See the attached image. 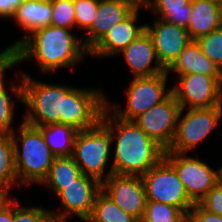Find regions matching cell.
Segmentation results:
<instances>
[{"instance_id":"26","label":"cell","mask_w":222,"mask_h":222,"mask_svg":"<svg viewBox=\"0 0 222 222\" xmlns=\"http://www.w3.org/2000/svg\"><path fill=\"white\" fill-rule=\"evenodd\" d=\"M17 184L12 135H0V187L9 191Z\"/></svg>"},{"instance_id":"4","label":"cell","mask_w":222,"mask_h":222,"mask_svg":"<svg viewBox=\"0 0 222 222\" xmlns=\"http://www.w3.org/2000/svg\"><path fill=\"white\" fill-rule=\"evenodd\" d=\"M19 126V139L15 131L11 134L18 185L32 182L41 184L47 176L55 156L47 146L38 127L24 121ZM19 144H21V149Z\"/></svg>"},{"instance_id":"27","label":"cell","mask_w":222,"mask_h":222,"mask_svg":"<svg viewBox=\"0 0 222 222\" xmlns=\"http://www.w3.org/2000/svg\"><path fill=\"white\" fill-rule=\"evenodd\" d=\"M187 216L173 205L147 201L142 222H183Z\"/></svg>"},{"instance_id":"21","label":"cell","mask_w":222,"mask_h":222,"mask_svg":"<svg viewBox=\"0 0 222 222\" xmlns=\"http://www.w3.org/2000/svg\"><path fill=\"white\" fill-rule=\"evenodd\" d=\"M191 16L187 26L192 41L221 27L219 3L212 0H191Z\"/></svg>"},{"instance_id":"17","label":"cell","mask_w":222,"mask_h":222,"mask_svg":"<svg viewBox=\"0 0 222 222\" xmlns=\"http://www.w3.org/2000/svg\"><path fill=\"white\" fill-rule=\"evenodd\" d=\"M138 6L126 19L110 29L105 36L89 51L91 56H111L121 52L144 30L145 25L136 26Z\"/></svg>"},{"instance_id":"16","label":"cell","mask_w":222,"mask_h":222,"mask_svg":"<svg viewBox=\"0 0 222 222\" xmlns=\"http://www.w3.org/2000/svg\"><path fill=\"white\" fill-rule=\"evenodd\" d=\"M137 7L133 0H100L96 16L87 29L89 34L84 41L86 48L90 51L110 29L126 19Z\"/></svg>"},{"instance_id":"25","label":"cell","mask_w":222,"mask_h":222,"mask_svg":"<svg viewBox=\"0 0 222 222\" xmlns=\"http://www.w3.org/2000/svg\"><path fill=\"white\" fill-rule=\"evenodd\" d=\"M120 209L102 190L97 194L90 216L84 222H136Z\"/></svg>"},{"instance_id":"14","label":"cell","mask_w":222,"mask_h":222,"mask_svg":"<svg viewBox=\"0 0 222 222\" xmlns=\"http://www.w3.org/2000/svg\"><path fill=\"white\" fill-rule=\"evenodd\" d=\"M101 191V182L96 178L82 174L56 196L61 201L63 211H51L56 222H66L69 214L77 215L85 221L91 214L97 194Z\"/></svg>"},{"instance_id":"12","label":"cell","mask_w":222,"mask_h":222,"mask_svg":"<svg viewBox=\"0 0 222 222\" xmlns=\"http://www.w3.org/2000/svg\"><path fill=\"white\" fill-rule=\"evenodd\" d=\"M107 98L103 91L72 88L66 94L65 125L82 131L94 127L100 120Z\"/></svg>"},{"instance_id":"24","label":"cell","mask_w":222,"mask_h":222,"mask_svg":"<svg viewBox=\"0 0 222 222\" xmlns=\"http://www.w3.org/2000/svg\"><path fill=\"white\" fill-rule=\"evenodd\" d=\"M190 2L191 0H149L144 7L151 8L158 15L156 18L187 28L191 16Z\"/></svg>"},{"instance_id":"33","label":"cell","mask_w":222,"mask_h":222,"mask_svg":"<svg viewBox=\"0 0 222 222\" xmlns=\"http://www.w3.org/2000/svg\"><path fill=\"white\" fill-rule=\"evenodd\" d=\"M199 204L208 212L222 216V182L219 181Z\"/></svg>"},{"instance_id":"6","label":"cell","mask_w":222,"mask_h":222,"mask_svg":"<svg viewBox=\"0 0 222 222\" xmlns=\"http://www.w3.org/2000/svg\"><path fill=\"white\" fill-rule=\"evenodd\" d=\"M141 178L145 186L147 201L173 205L186 216L194 206L177 172L165 159L153 166Z\"/></svg>"},{"instance_id":"7","label":"cell","mask_w":222,"mask_h":222,"mask_svg":"<svg viewBox=\"0 0 222 222\" xmlns=\"http://www.w3.org/2000/svg\"><path fill=\"white\" fill-rule=\"evenodd\" d=\"M179 112L172 144L165 152L187 153L215 129L222 117V105L209 108H191Z\"/></svg>"},{"instance_id":"41","label":"cell","mask_w":222,"mask_h":222,"mask_svg":"<svg viewBox=\"0 0 222 222\" xmlns=\"http://www.w3.org/2000/svg\"><path fill=\"white\" fill-rule=\"evenodd\" d=\"M219 169H220V181L222 182V166H220Z\"/></svg>"},{"instance_id":"37","label":"cell","mask_w":222,"mask_h":222,"mask_svg":"<svg viewBox=\"0 0 222 222\" xmlns=\"http://www.w3.org/2000/svg\"><path fill=\"white\" fill-rule=\"evenodd\" d=\"M11 63V53L5 48L0 52V72Z\"/></svg>"},{"instance_id":"18","label":"cell","mask_w":222,"mask_h":222,"mask_svg":"<svg viewBox=\"0 0 222 222\" xmlns=\"http://www.w3.org/2000/svg\"><path fill=\"white\" fill-rule=\"evenodd\" d=\"M121 53L133 71L134 77H151L166 72L157 59L152 38L146 29Z\"/></svg>"},{"instance_id":"8","label":"cell","mask_w":222,"mask_h":222,"mask_svg":"<svg viewBox=\"0 0 222 222\" xmlns=\"http://www.w3.org/2000/svg\"><path fill=\"white\" fill-rule=\"evenodd\" d=\"M167 75L164 72L151 77H134L127 90L126 109L122 110L119 105H111L108 101L106 106L121 119L134 120L172 93V89L166 91Z\"/></svg>"},{"instance_id":"28","label":"cell","mask_w":222,"mask_h":222,"mask_svg":"<svg viewBox=\"0 0 222 222\" xmlns=\"http://www.w3.org/2000/svg\"><path fill=\"white\" fill-rule=\"evenodd\" d=\"M14 66L10 63L4 70L0 72V135H11L14 132V128L11 127L13 122L15 103L13 99L7 93V89L4 84V72L6 69Z\"/></svg>"},{"instance_id":"34","label":"cell","mask_w":222,"mask_h":222,"mask_svg":"<svg viewBox=\"0 0 222 222\" xmlns=\"http://www.w3.org/2000/svg\"><path fill=\"white\" fill-rule=\"evenodd\" d=\"M191 209L187 215L191 222H222V216L208 212L199 203Z\"/></svg>"},{"instance_id":"1","label":"cell","mask_w":222,"mask_h":222,"mask_svg":"<svg viewBox=\"0 0 222 222\" xmlns=\"http://www.w3.org/2000/svg\"><path fill=\"white\" fill-rule=\"evenodd\" d=\"M101 121L109 128L112 139L117 138L110 172L143 176L164 159L166 150L152 140L133 120L121 119L105 106ZM114 133H117L116 136Z\"/></svg>"},{"instance_id":"36","label":"cell","mask_w":222,"mask_h":222,"mask_svg":"<svg viewBox=\"0 0 222 222\" xmlns=\"http://www.w3.org/2000/svg\"><path fill=\"white\" fill-rule=\"evenodd\" d=\"M14 219V199H10L0 208V222H13Z\"/></svg>"},{"instance_id":"29","label":"cell","mask_w":222,"mask_h":222,"mask_svg":"<svg viewBox=\"0 0 222 222\" xmlns=\"http://www.w3.org/2000/svg\"><path fill=\"white\" fill-rule=\"evenodd\" d=\"M203 54L222 70V27L196 40Z\"/></svg>"},{"instance_id":"5","label":"cell","mask_w":222,"mask_h":222,"mask_svg":"<svg viewBox=\"0 0 222 222\" xmlns=\"http://www.w3.org/2000/svg\"><path fill=\"white\" fill-rule=\"evenodd\" d=\"M112 141L109 128L101 120L94 127L77 133L72 157L83 174L101 183L113 174L109 171L104 175Z\"/></svg>"},{"instance_id":"3","label":"cell","mask_w":222,"mask_h":222,"mask_svg":"<svg viewBox=\"0 0 222 222\" xmlns=\"http://www.w3.org/2000/svg\"><path fill=\"white\" fill-rule=\"evenodd\" d=\"M21 74L20 83L10 89L28 107L23 121L36 127L65 124L66 94L73 87L47 84Z\"/></svg>"},{"instance_id":"42","label":"cell","mask_w":222,"mask_h":222,"mask_svg":"<svg viewBox=\"0 0 222 222\" xmlns=\"http://www.w3.org/2000/svg\"><path fill=\"white\" fill-rule=\"evenodd\" d=\"M183 222H191L190 219L187 217Z\"/></svg>"},{"instance_id":"15","label":"cell","mask_w":222,"mask_h":222,"mask_svg":"<svg viewBox=\"0 0 222 222\" xmlns=\"http://www.w3.org/2000/svg\"><path fill=\"white\" fill-rule=\"evenodd\" d=\"M153 24V27L145 24V29L152 38L159 63L167 70L192 40L187 29L182 26L161 18L155 19Z\"/></svg>"},{"instance_id":"43","label":"cell","mask_w":222,"mask_h":222,"mask_svg":"<svg viewBox=\"0 0 222 222\" xmlns=\"http://www.w3.org/2000/svg\"><path fill=\"white\" fill-rule=\"evenodd\" d=\"M212 1H215L217 3H221L222 2V0H212Z\"/></svg>"},{"instance_id":"11","label":"cell","mask_w":222,"mask_h":222,"mask_svg":"<svg viewBox=\"0 0 222 222\" xmlns=\"http://www.w3.org/2000/svg\"><path fill=\"white\" fill-rule=\"evenodd\" d=\"M181 108L171 93L165 100L154 105L133 121L165 150L172 144Z\"/></svg>"},{"instance_id":"2","label":"cell","mask_w":222,"mask_h":222,"mask_svg":"<svg viewBox=\"0 0 222 222\" xmlns=\"http://www.w3.org/2000/svg\"><path fill=\"white\" fill-rule=\"evenodd\" d=\"M89 50L70 29L48 25L35 29L12 52L11 63L38 60L43 72L57 68L72 67L82 61Z\"/></svg>"},{"instance_id":"20","label":"cell","mask_w":222,"mask_h":222,"mask_svg":"<svg viewBox=\"0 0 222 222\" xmlns=\"http://www.w3.org/2000/svg\"><path fill=\"white\" fill-rule=\"evenodd\" d=\"M169 71H174L178 76L185 74L222 76V70L203 54L196 41H192L183 49L175 62L166 70L167 73Z\"/></svg>"},{"instance_id":"9","label":"cell","mask_w":222,"mask_h":222,"mask_svg":"<svg viewBox=\"0 0 222 222\" xmlns=\"http://www.w3.org/2000/svg\"><path fill=\"white\" fill-rule=\"evenodd\" d=\"M184 153L165 152L164 159L175 169L189 199L200 203L206 194L220 181V169H212L202 160Z\"/></svg>"},{"instance_id":"40","label":"cell","mask_w":222,"mask_h":222,"mask_svg":"<svg viewBox=\"0 0 222 222\" xmlns=\"http://www.w3.org/2000/svg\"><path fill=\"white\" fill-rule=\"evenodd\" d=\"M219 12H220V24H221V27H222V2L219 3Z\"/></svg>"},{"instance_id":"32","label":"cell","mask_w":222,"mask_h":222,"mask_svg":"<svg viewBox=\"0 0 222 222\" xmlns=\"http://www.w3.org/2000/svg\"><path fill=\"white\" fill-rule=\"evenodd\" d=\"M100 0H74L76 26L87 30L96 16Z\"/></svg>"},{"instance_id":"39","label":"cell","mask_w":222,"mask_h":222,"mask_svg":"<svg viewBox=\"0 0 222 222\" xmlns=\"http://www.w3.org/2000/svg\"><path fill=\"white\" fill-rule=\"evenodd\" d=\"M138 6H145L149 0H133Z\"/></svg>"},{"instance_id":"23","label":"cell","mask_w":222,"mask_h":222,"mask_svg":"<svg viewBox=\"0 0 222 222\" xmlns=\"http://www.w3.org/2000/svg\"><path fill=\"white\" fill-rule=\"evenodd\" d=\"M82 174L80 167L72 156L55 157L47 176L41 184L51 187L57 195Z\"/></svg>"},{"instance_id":"38","label":"cell","mask_w":222,"mask_h":222,"mask_svg":"<svg viewBox=\"0 0 222 222\" xmlns=\"http://www.w3.org/2000/svg\"><path fill=\"white\" fill-rule=\"evenodd\" d=\"M8 192V190L0 187V208L10 200V198L8 197Z\"/></svg>"},{"instance_id":"19","label":"cell","mask_w":222,"mask_h":222,"mask_svg":"<svg viewBox=\"0 0 222 222\" xmlns=\"http://www.w3.org/2000/svg\"><path fill=\"white\" fill-rule=\"evenodd\" d=\"M12 18L28 34L6 48L10 53L35 29L51 25V0H25Z\"/></svg>"},{"instance_id":"35","label":"cell","mask_w":222,"mask_h":222,"mask_svg":"<svg viewBox=\"0 0 222 222\" xmlns=\"http://www.w3.org/2000/svg\"><path fill=\"white\" fill-rule=\"evenodd\" d=\"M25 0H0V18H12Z\"/></svg>"},{"instance_id":"10","label":"cell","mask_w":222,"mask_h":222,"mask_svg":"<svg viewBox=\"0 0 222 222\" xmlns=\"http://www.w3.org/2000/svg\"><path fill=\"white\" fill-rule=\"evenodd\" d=\"M172 93L181 109L222 105V76L185 74L178 76Z\"/></svg>"},{"instance_id":"30","label":"cell","mask_w":222,"mask_h":222,"mask_svg":"<svg viewBox=\"0 0 222 222\" xmlns=\"http://www.w3.org/2000/svg\"><path fill=\"white\" fill-rule=\"evenodd\" d=\"M51 25L72 29L76 26L74 0H51Z\"/></svg>"},{"instance_id":"22","label":"cell","mask_w":222,"mask_h":222,"mask_svg":"<svg viewBox=\"0 0 222 222\" xmlns=\"http://www.w3.org/2000/svg\"><path fill=\"white\" fill-rule=\"evenodd\" d=\"M38 128L41 130L47 146L55 157L72 156L78 130L73 126L62 123L50 124Z\"/></svg>"},{"instance_id":"31","label":"cell","mask_w":222,"mask_h":222,"mask_svg":"<svg viewBox=\"0 0 222 222\" xmlns=\"http://www.w3.org/2000/svg\"><path fill=\"white\" fill-rule=\"evenodd\" d=\"M13 222H56L51 210L42 207H23L14 199Z\"/></svg>"},{"instance_id":"13","label":"cell","mask_w":222,"mask_h":222,"mask_svg":"<svg viewBox=\"0 0 222 222\" xmlns=\"http://www.w3.org/2000/svg\"><path fill=\"white\" fill-rule=\"evenodd\" d=\"M101 190L124 212L142 220L147 197L141 176L110 174Z\"/></svg>"}]
</instances>
